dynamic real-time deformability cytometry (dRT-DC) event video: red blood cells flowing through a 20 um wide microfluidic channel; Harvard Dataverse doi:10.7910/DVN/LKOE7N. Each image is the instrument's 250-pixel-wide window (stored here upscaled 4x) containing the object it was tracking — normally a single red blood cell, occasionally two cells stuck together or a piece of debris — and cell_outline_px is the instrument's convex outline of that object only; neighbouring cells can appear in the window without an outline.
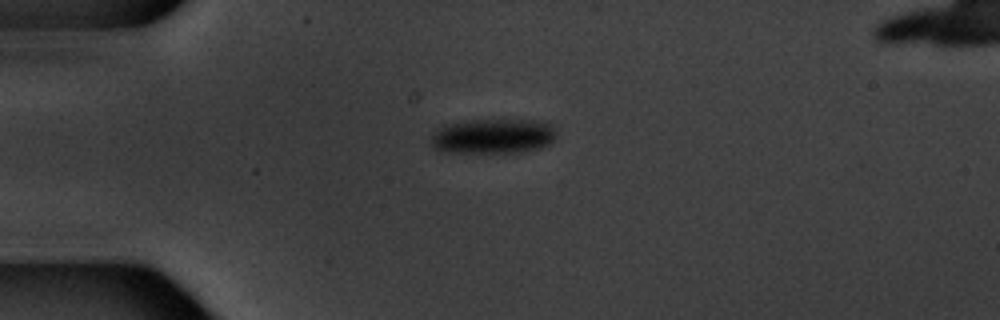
{"species": "common noctule bat (a hibernating species)", "species_latin": "Nyctalus noctula", "temperature_condition": "warm", "stored_images_in_passage": 6, "camera_frame_rate_fps": 3000, "um_per_image_px": 0.085, "animal": {"sex": "male", "body_mass_g": 20.1, "forearm_length_mm": 53.5}, "frame": {"image": 1, "passage_image": 6, "time_ms": 6.0, "image_size_px": [1000, 320], "cell_outline_px": [[556, 136], [548, 144], [540, 148], [520, 152], [444, 152], [432, 148], [432, 136], [444, 124], [472, 120], [544, 120], [556, 128]], "centroid_in_image_um": [41.95, 11.57], "position_along_channel_um": 43.1, "area_um2": 25.55}}